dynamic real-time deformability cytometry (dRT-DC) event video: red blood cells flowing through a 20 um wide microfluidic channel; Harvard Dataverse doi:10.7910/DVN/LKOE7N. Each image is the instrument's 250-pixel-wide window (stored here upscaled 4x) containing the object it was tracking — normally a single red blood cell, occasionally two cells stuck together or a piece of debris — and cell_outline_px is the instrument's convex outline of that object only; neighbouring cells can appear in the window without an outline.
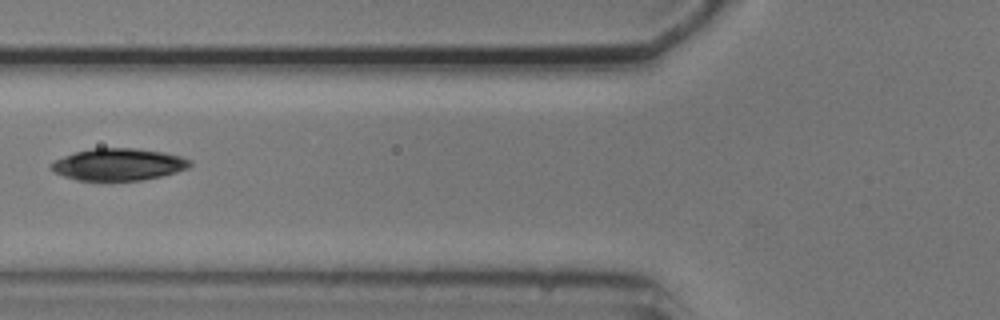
{"species": "common noctule bat (a hibernating species)", "species_latin": "Nyctalus noctula", "temperature_condition": "cold", "stored_images_in_passage": 7, "camera_frame_rate_fps": 3000, "um_per_image_px": 0.085, "animal": {"sex": "male", "body_mass_g": 20.5, "forearm_length_mm": 52.5}, "frame": {"image": 1, "passage_image": 6, "time_ms": 6.0, "image_size_px": [1000, 320], "cell_outline_px": [[192, 164], [188, 168], [176, 172], [160, 176], [140, 180], [76, 180], [64, 176], [48, 168], [56, 160], [64, 156], [76, 152], [92, 148], [136, 148], [164, 152], [180, 156], [192, 160]], "centroid_in_image_um": [10.1, 13.97], "position_along_channel_um": 115.7, "area_um2": 25.72}}
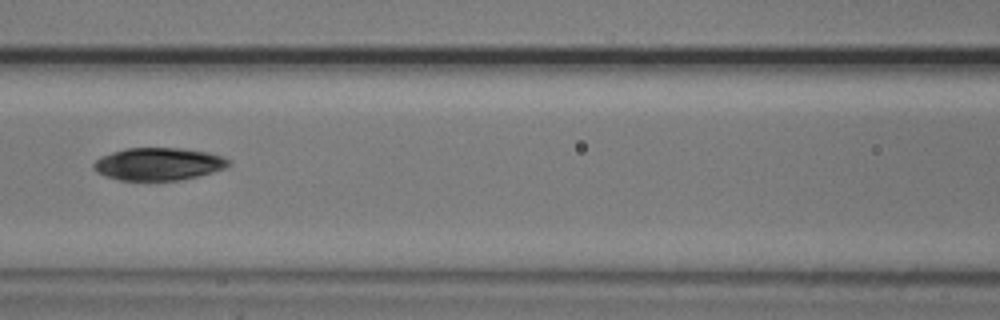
{"frame": {"image": 2, "passage_image": 7, "time_ms": 7.0, "image_size_px": [1000, 320], "cell_outline_px": [[232, 164], [228, 168], [180, 180], [120, 180], [104, 176], [96, 172], [92, 168], [92, 164], [100, 156], [124, 148], [184, 148], [208, 152], [224, 156], [232, 160]], "centroid_in_image_um": [13.5, 13.93], "position_along_channel_um": 153.1, "area_um2": 26.01}}